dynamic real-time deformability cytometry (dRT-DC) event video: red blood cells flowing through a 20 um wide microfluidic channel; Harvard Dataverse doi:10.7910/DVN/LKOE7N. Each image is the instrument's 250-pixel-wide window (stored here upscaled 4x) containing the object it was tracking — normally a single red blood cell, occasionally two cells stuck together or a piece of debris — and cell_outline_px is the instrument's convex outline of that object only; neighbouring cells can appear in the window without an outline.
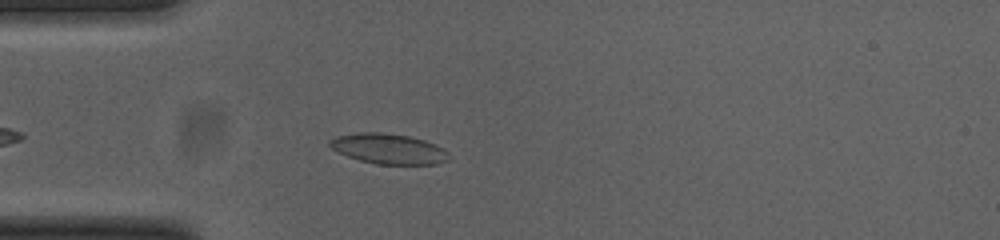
{"species": "common noctule bat (a hibernating species)", "species_latin": "Nyctalus noctula", "temperature_condition": "cold", "stored_images_in_passage": 42, "camera_frame_rate_fps": 3000, "um_per_image_px": 0.085, "animal": {"sex": "female", "body_mass_g": 23.0, "forearm_length_mm": 53.4}, "frame": {"image": 1, "passage_image": 6, "time_ms": 1.667, "image_size_px": [1000, 240], "cell_outline_px": [[448, 160], [436, 164], [376, 164], [360, 160], [348, 156], [332, 148], [328, 144], [336, 136], [356, 132], [380, 132], [408, 136], [424, 140], [448, 152]], "centroid_in_image_um": [33.0, 12.64], "position_along_channel_um": 52.0, "area_um2": 20.63}}
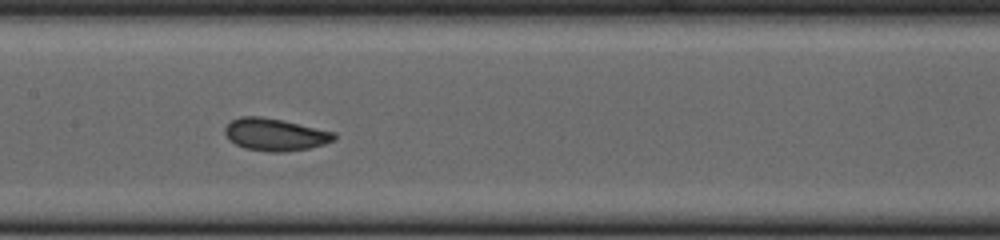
{"frame": {"image": 2, "passage_image": 17, "time_ms": 5.333, "image_size_px": [1000, 240], "cell_outline_px": [[336, 140], [324, 144], [308, 148], [280, 152], [268, 152], [244, 148], [228, 140], [224, 132], [224, 128], [232, 120], [240, 116], [260, 116], [280, 120], [336, 132]], "centroid_in_image_um": [23.37, 11.44], "position_along_channel_um": 184.0, "area_um2": 20.52}}
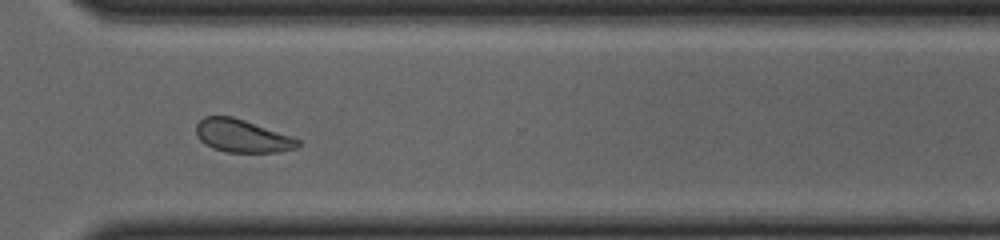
{"frame": {"image": 3, "passage_image": 30, "time_ms": 9.667, "image_size_px": [1000, 240], "cell_outline_px": [[300, 144], [296, 148], [276, 152], [228, 152], [212, 148], [204, 144], [196, 136], [196, 124], [204, 116], [232, 116], [292, 136], [300, 140]], "centroid_in_image_um": [20.56, 11.55], "position_along_channel_um": 350.0, "area_um2": 19.48}, "authors_computed_cell_mechanics": {"area_um2": 20.2011, "velocity_mm_per_s": 3.8248, "shape_relaxation_time_tau1_ms": null, "shape_relaxation_time_tau2_ms": 1.4034, "deformation_change_tau1": null, "deformation_change_tau2": 0.057}}